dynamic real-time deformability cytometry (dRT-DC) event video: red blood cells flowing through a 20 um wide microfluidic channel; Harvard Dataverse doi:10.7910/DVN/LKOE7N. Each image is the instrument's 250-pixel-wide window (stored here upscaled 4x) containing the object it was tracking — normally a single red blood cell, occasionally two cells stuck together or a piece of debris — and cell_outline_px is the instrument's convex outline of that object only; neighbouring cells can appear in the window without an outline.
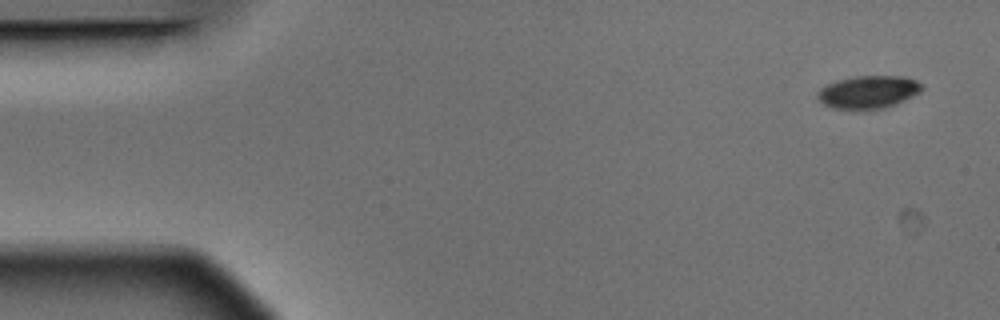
{"species": "Egyptian fruit bat (a non-hibernating species)", "species_latin": "Rousettus aegyptiacus", "temperature_condition": "warm", "stored_images_in_passage": 7, "camera_frame_rate_fps": 3000, "um_per_image_px": 0.085, "animal": {"sex": "male"}, "frame": {"image": 1, "passage_image": 1, "time_ms": 0.0, "image_size_px": [1000, 320], "cell_outline_px": [[924, 88], [920, 92], [896, 104], [884, 108], [832, 108], [824, 104], [816, 96], [816, 92], [820, 88], [836, 80], [856, 76], [904, 76], [916, 80], [924, 84]], "centroid_in_image_um": [73.83, 7.8], "position_along_channel_um": 11.2, "area_um2": 19.83}}
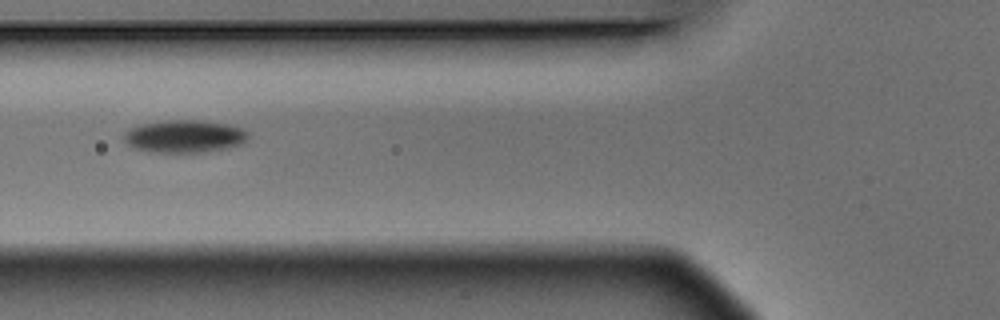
{"frame": {"image": 2, "passage_image": 6, "time_ms": 1.667, "image_size_px": [1000, 320], "cell_outline_px": [[248, 136], [244, 144], [228, 148], [204, 152], [152, 152], [132, 148], [124, 140], [124, 132], [140, 124], [168, 120], [200, 120], [228, 124], [240, 128], [248, 132]], "centroid_in_image_um": [15.69, 11.59], "position_along_channel_um": 110.1, "area_um2": 23.7}}
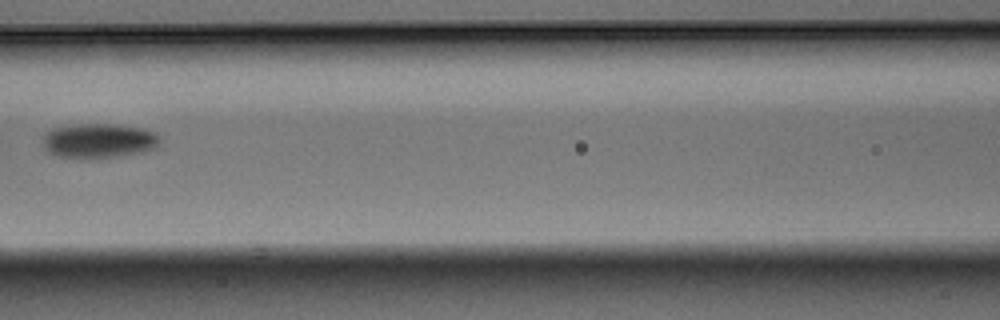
{"frame": {"image": 3, "passage_image": 7, "time_ms": 2.0, "image_size_px": [1000, 320], "cell_outline_px": [[160, 140], [156, 148], [140, 152], [120, 156], [92, 160], [88, 160], [56, 156], [48, 152], [40, 144], [44, 136], [52, 128], [80, 124], [112, 124], [144, 128], [156, 132], [160, 136]], "centroid_in_image_um": [8.38, 11.99], "position_along_channel_um": 158.2, "area_um2": 24.22}}